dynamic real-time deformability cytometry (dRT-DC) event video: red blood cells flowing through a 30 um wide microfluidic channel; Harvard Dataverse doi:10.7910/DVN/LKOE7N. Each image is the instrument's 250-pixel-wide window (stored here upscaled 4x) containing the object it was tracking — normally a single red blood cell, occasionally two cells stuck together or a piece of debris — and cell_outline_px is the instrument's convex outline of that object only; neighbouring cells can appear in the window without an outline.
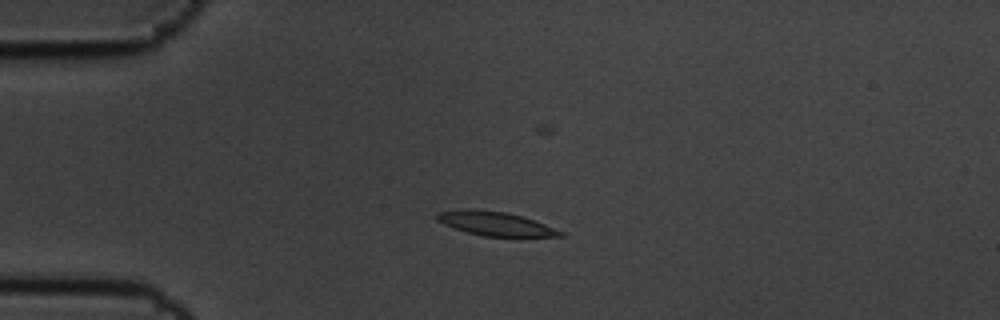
{"species": "common noctule bat (a hibernating species)", "species_latin": "Nyctalus noctula", "temperature_condition": "cold", "stored_images_in_passage": 5, "camera_frame_rate_fps": 3000, "um_per_image_px": 0.085, "animal": {"sex": "male", "body_mass_g": 19.5, "forearm_length_mm": 54.6}, "frame": {"image": 1, "passage_image": 4, "time_ms": 1.0, "image_size_px": [1000, 320], "cell_outline_px": [[564, 236], [520, 240], [484, 236], [468, 232], [444, 224], [436, 220], [436, 212], [460, 208], [468, 208], [508, 212], [544, 224], [564, 232]], "centroid_in_image_um": [42.18, 19.06], "position_along_channel_um": 42.8, "area_um2": 18.21}}